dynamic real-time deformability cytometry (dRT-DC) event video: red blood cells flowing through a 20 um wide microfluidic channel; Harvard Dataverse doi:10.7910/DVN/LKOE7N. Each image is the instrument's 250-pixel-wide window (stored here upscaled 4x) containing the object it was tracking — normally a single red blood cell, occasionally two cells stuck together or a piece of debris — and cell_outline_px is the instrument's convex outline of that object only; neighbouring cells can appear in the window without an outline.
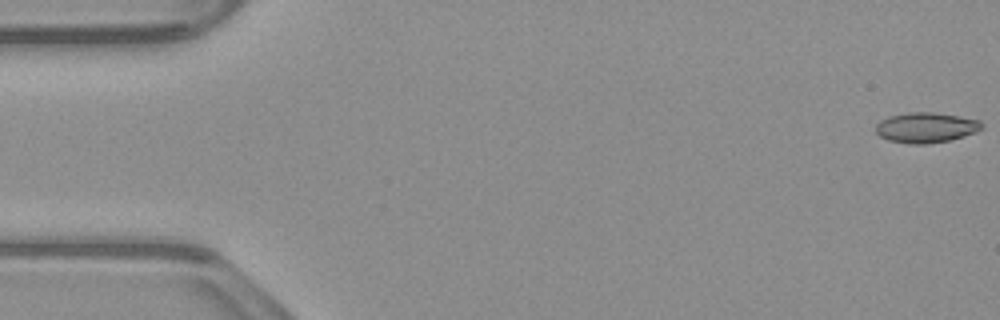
{"species": "common noctule bat (a hibernating species)", "species_latin": "Nyctalus noctula", "temperature_condition": "warm", "stored_images_in_passage": 54, "camera_frame_rate_fps": 3000, "um_per_image_px": 0.085, "animal": {"sex": "male", "body_mass_g": 23.1, "forearm_length_mm": 52.7}, "frame": {"image": 1, "passage_image": 1, "time_ms": 0.0, "image_size_px": [1000, 320], "cell_outline_px": [[984, 128], [976, 132], [964, 136], [948, 140], [924, 144], [912, 144], [888, 140], [880, 136], [876, 132], [876, 124], [880, 120], [888, 116], [908, 112], [932, 112], [980, 120], [984, 124]], "centroid_in_image_um": [78.71, 10.83], "position_along_channel_um": 6.3, "area_um2": 18.67}}
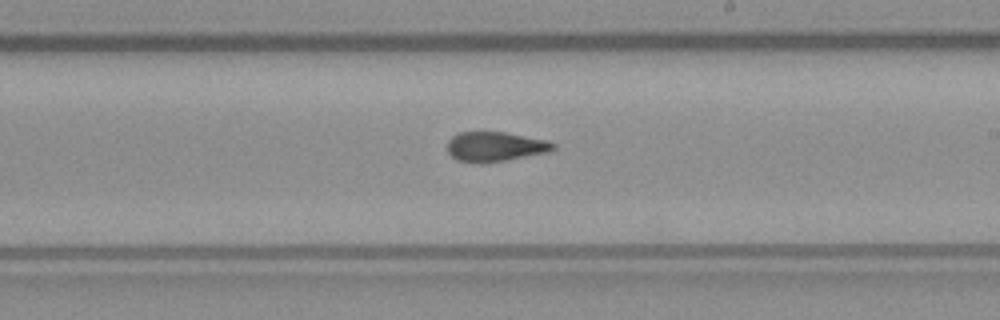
{"frame": {"image": 2, "passage_image": 31, "time_ms": 10.0, "image_size_px": [1000, 320], "cell_outline_px": [[556, 148], [548, 152], [484, 164], [476, 164], [456, 160], [448, 152], [448, 140], [452, 136], [460, 132], [504, 132], [548, 140], [556, 144]], "centroid_in_image_um": [42.08, 12.47], "position_along_channel_um": 246.9, "area_um2": 18.5}}
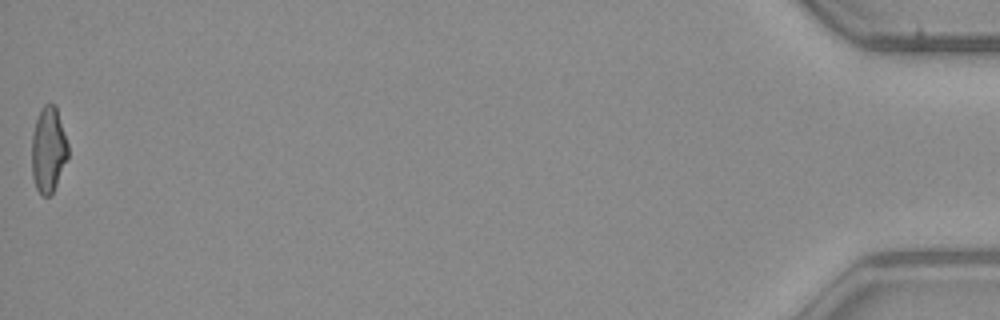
{"frame": {"image": 3, "passage_image": 54, "time_ms": 17.667, "image_size_px": [1000, 320], "cell_outline_px": [[68, 156], [56, 184], [52, 192], [48, 196], [44, 196], [36, 188], [32, 176], [32, 132], [40, 108], [44, 104], [56, 104], [68, 144]], "centroid_in_image_um": [4.1, 12.67], "position_along_channel_um": 431.1, "area_um2": 18.03}, "authors_computed_cell_mechanics": {"area_um2": 18.6694, "velocity_mm_per_s": 3.8411, "shape_relaxation_time_tau1_ms": null, "shape_relaxation_time_tau2_ms": 2.528, "deformation_change_tau1": null, "deformation_change_tau2": 0.0794}}